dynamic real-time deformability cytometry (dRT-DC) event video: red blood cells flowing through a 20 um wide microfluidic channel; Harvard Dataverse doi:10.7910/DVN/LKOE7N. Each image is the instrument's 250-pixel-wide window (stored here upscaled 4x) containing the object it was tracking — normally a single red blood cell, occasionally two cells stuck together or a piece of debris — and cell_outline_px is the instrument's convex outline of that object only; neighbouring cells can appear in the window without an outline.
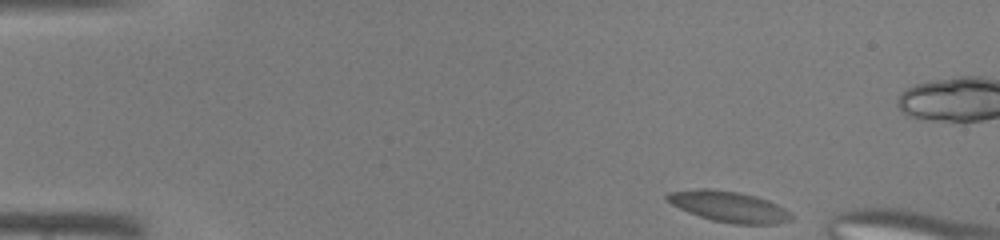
{"species": "common noctule bat (a hibernating species)", "species_latin": "Nyctalus noctula", "temperature_condition": "warm", "stored_images_in_passage": 14, "camera_frame_rate_fps": 3000, "um_per_image_px": 0.085, "animal": {"sex": "male", "body_mass_g": 19.0, "forearm_length_mm": 50.8}, "frame": {"image": 1, "passage_image": 1, "time_ms": 0.0, "image_size_px": [1000, 240], "cell_outline_px": [[792, 220], [776, 224], [732, 224], [712, 220], [688, 212], [664, 200], [664, 196], [668, 192], [700, 188], [708, 188], [736, 192], [756, 196], [768, 200], [784, 208], [792, 216]], "centroid_in_image_um": [61.92, 17.56], "position_along_channel_um": 23.1, "area_um2": 22.25}}
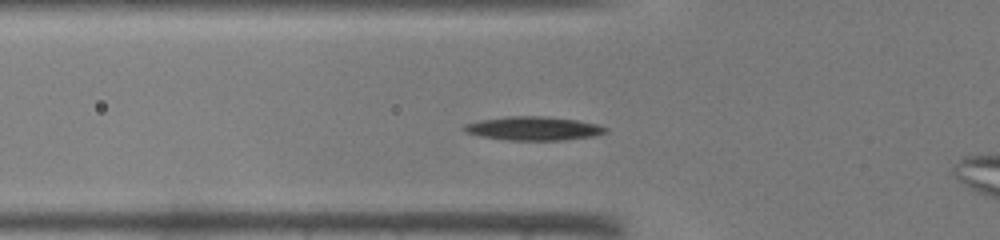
{"frame": {"image": 2, "passage_image": 12, "time_ms": 3.667, "image_size_px": [1000, 240], "cell_outline_px": [[608, 132], [592, 136], [564, 140], [504, 140], [480, 136], [464, 132], [464, 124], [480, 120], [508, 116], [540, 116], [576, 120], [596, 124], [608, 128]], "centroid_in_image_um": [45.32, 10.92], "position_along_channel_um": 80.5, "area_um2": 19.48}}